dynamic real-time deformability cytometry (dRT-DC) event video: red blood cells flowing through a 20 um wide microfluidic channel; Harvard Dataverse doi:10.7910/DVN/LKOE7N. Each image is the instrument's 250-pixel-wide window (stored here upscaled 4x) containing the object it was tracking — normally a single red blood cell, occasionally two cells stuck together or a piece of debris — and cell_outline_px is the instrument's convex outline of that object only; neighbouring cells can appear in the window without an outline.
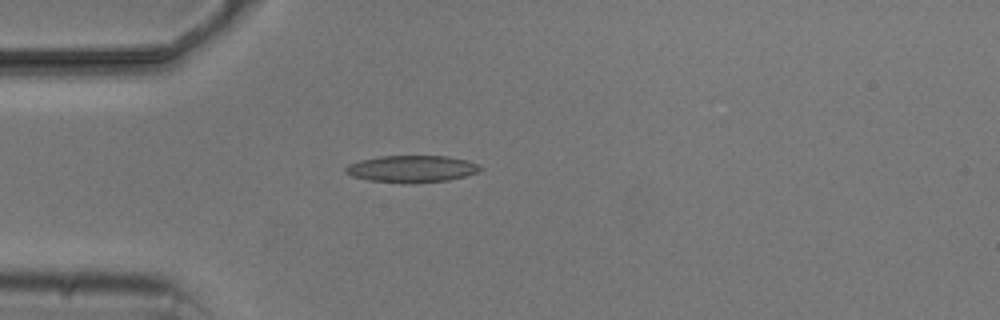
{"species": "common noctule bat (a hibernating species)", "species_latin": "Nyctalus noctula", "temperature_condition": "cold", "stored_images_in_passage": 4, "camera_frame_rate_fps": 3000, "um_per_image_px": 0.085, "animal": {"sex": "male", "body_mass_g": 20.5, "forearm_length_mm": 52.5}, "frame": {"image": 1, "passage_image": 4, "time_ms": 3.667, "image_size_px": [1000, 320], "cell_outline_px": [[484, 168], [480, 172], [448, 180], [416, 184], [404, 184], [368, 180], [352, 176], [344, 172], [344, 168], [348, 164], [360, 160], [380, 156], [448, 156], [468, 160], [480, 164]], "centroid_in_image_um": [35.03, 14.36], "position_along_channel_um": 50.0, "area_um2": 21.62}}